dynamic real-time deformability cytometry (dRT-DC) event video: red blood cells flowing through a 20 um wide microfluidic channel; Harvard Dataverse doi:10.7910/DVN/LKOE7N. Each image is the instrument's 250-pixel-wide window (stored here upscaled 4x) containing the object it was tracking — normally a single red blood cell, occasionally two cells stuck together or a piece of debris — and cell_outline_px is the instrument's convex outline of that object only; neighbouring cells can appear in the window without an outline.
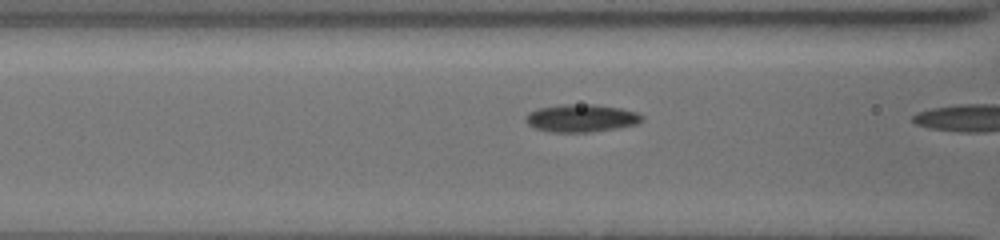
{"species": "common noctule bat (a hibernating species)", "species_latin": "Nyctalus noctula", "temperature_condition": "cold", "stored_images_in_passage": 20, "camera_frame_rate_fps": 3000, "um_per_image_px": 0.085, "animal": {"sex": "female", "body_mass_g": 19.5, "forearm_length_mm": 54.1}, "frame": {"image": 1, "passage_image": 19, "time_ms": 6.0, "image_size_px": [1000, 240], "cell_outline_px": [[644, 116], [636, 124], [620, 128], [588, 132], [552, 132], [536, 128], [528, 124], [524, 120], [528, 112], [536, 108], [564, 104], [592, 104], [620, 108], [636, 112]], "centroid_in_image_um": [49.38, 10.04], "position_along_channel_um": 117.2, "area_um2": 18.79}}